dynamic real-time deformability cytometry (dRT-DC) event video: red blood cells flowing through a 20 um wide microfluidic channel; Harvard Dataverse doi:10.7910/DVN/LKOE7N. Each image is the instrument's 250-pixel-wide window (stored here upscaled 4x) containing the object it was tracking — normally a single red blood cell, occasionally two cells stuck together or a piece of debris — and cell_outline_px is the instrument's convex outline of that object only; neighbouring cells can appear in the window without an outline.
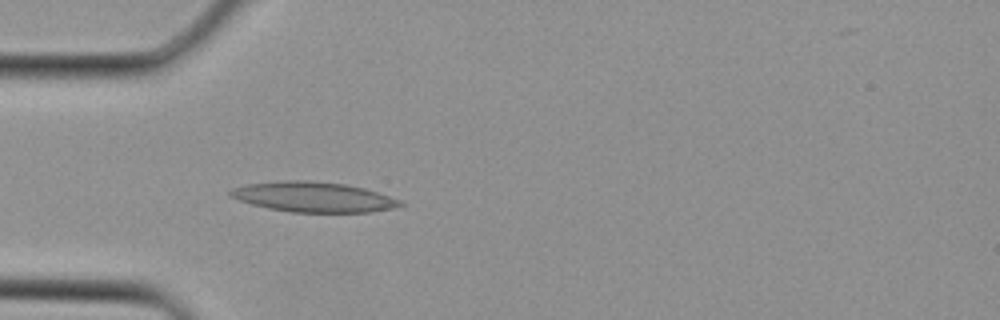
{"species": "Egyptian fruit bat (a non-hibernating species)", "species_latin": "Rousettus aegyptiacus", "temperature_condition": "cold", "stored_images_in_passage": 2, "camera_frame_rate_fps": 3000, "um_per_image_px": 0.085, "animal": {"sex": "female"}, "frame": {"image": 1, "passage_image": 2, "time_ms": 0.333, "image_size_px": [1000, 320], "cell_outline_px": [[404, 204], [392, 208], [368, 212], [292, 212], [268, 208], [252, 204], [228, 196], [228, 192], [232, 188], [248, 184], [284, 180], [308, 180], [344, 184], [364, 188], [400, 200]], "centroid_in_image_um": [26.6, 16.74], "position_along_channel_um": 58.4, "area_um2": 29.54}}